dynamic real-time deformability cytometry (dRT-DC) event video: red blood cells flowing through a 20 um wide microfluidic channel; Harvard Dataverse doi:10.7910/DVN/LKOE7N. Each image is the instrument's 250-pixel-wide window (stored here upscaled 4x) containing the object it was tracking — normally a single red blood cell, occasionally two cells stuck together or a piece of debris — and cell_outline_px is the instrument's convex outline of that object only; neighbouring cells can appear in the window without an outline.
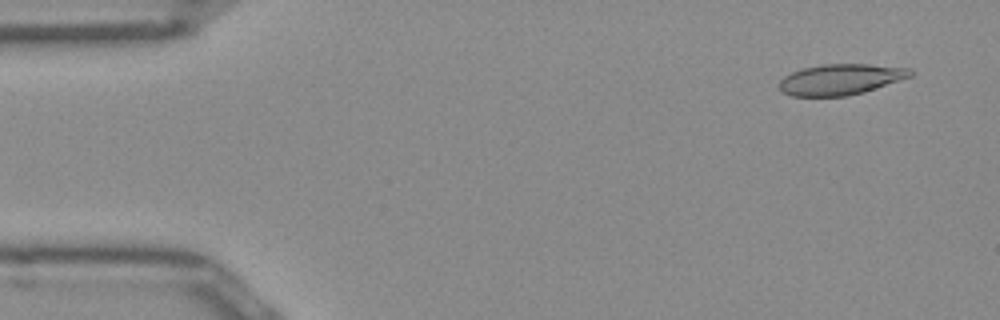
{"species": "Egyptian fruit bat (a non-hibernating species)", "species_latin": "Rousettus aegyptiacus", "temperature_condition": "room temperature", "stored_images_in_passage": 49, "camera_frame_rate_fps": 3000, "um_per_image_px": 0.085, "frame": {"image": 1, "passage_image": 3, "time_ms": 0.667, "image_size_px": [1000, 320], "cell_outline_px": [[916, 72], [912, 76], [864, 92], [848, 96], [792, 96], [784, 92], [780, 88], [780, 80], [784, 76], [792, 72], [804, 68], [820, 64], [868, 64], [912, 68]], "centroid_in_image_um": [71.5, 6.74], "position_along_channel_um": 13.5, "area_um2": 23.58}}
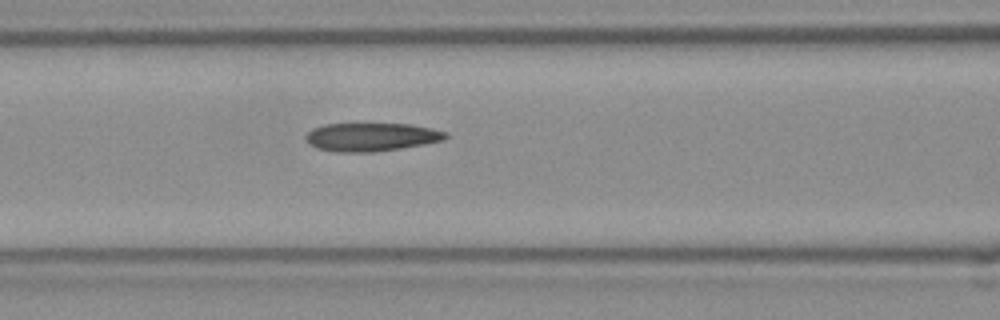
{"frame": {"image": 2, "passage_image": 20, "time_ms": 6.333, "image_size_px": [1000, 320], "cell_outline_px": [[448, 136], [444, 140], [424, 144], [400, 148], [372, 152], [336, 152], [316, 148], [308, 144], [304, 136], [312, 128], [324, 124], [412, 124], [432, 128], [448, 132]], "centroid_in_image_um": [31.55, 11.64], "position_along_channel_um": 135.1, "area_um2": 23.24}}
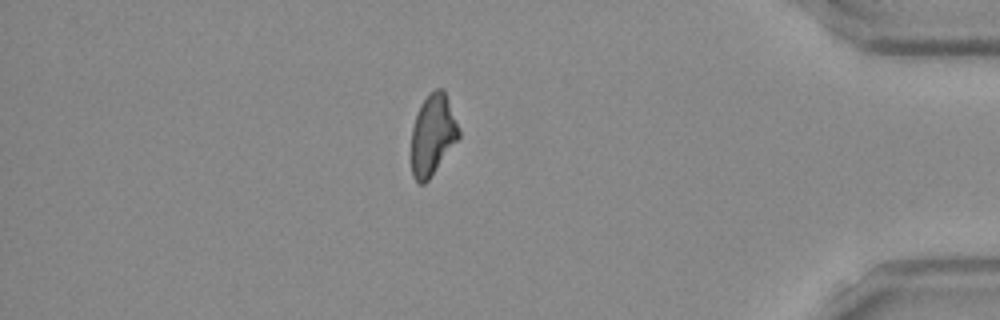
{"frame": {"image": 3, "passage_image": 43, "time_ms": 14.0, "image_size_px": [1000, 320], "cell_outline_px": [[460, 136], [428, 180], [424, 184], [420, 184], [412, 176], [412, 128], [420, 104], [428, 92], [436, 88], [444, 88], [460, 132]], "centroid_in_image_um": [36.77, 11.42], "position_along_channel_um": 398.4, "area_um2": 22.14}}